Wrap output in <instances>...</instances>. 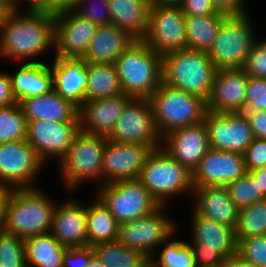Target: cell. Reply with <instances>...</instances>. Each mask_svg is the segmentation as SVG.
<instances>
[{
  "instance_id": "cell-13",
  "label": "cell",
  "mask_w": 266,
  "mask_h": 267,
  "mask_svg": "<svg viewBox=\"0 0 266 267\" xmlns=\"http://www.w3.org/2000/svg\"><path fill=\"white\" fill-rule=\"evenodd\" d=\"M107 139L117 143L147 145L152 149L162 146L150 100L132 98Z\"/></svg>"
},
{
  "instance_id": "cell-15",
  "label": "cell",
  "mask_w": 266,
  "mask_h": 267,
  "mask_svg": "<svg viewBox=\"0 0 266 267\" xmlns=\"http://www.w3.org/2000/svg\"><path fill=\"white\" fill-rule=\"evenodd\" d=\"M80 131V122L27 121L26 141L46 166L57 165Z\"/></svg>"
},
{
  "instance_id": "cell-56",
  "label": "cell",
  "mask_w": 266,
  "mask_h": 267,
  "mask_svg": "<svg viewBox=\"0 0 266 267\" xmlns=\"http://www.w3.org/2000/svg\"><path fill=\"white\" fill-rule=\"evenodd\" d=\"M151 6H180L183 0H150Z\"/></svg>"
},
{
  "instance_id": "cell-53",
  "label": "cell",
  "mask_w": 266,
  "mask_h": 267,
  "mask_svg": "<svg viewBox=\"0 0 266 267\" xmlns=\"http://www.w3.org/2000/svg\"><path fill=\"white\" fill-rule=\"evenodd\" d=\"M14 10L13 3L10 0H0V29Z\"/></svg>"
},
{
  "instance_id": "cell-59",
  "label": "cell",
  "mask_w": 266,
  "mask_h": 267,
  "mask_svg": "<svg viewBox=\"0 0 266 267\" xmlns=\"http://www.w3.org/2000/svg\"><path fill=\"white\" fill-rule=\"evenodd\" d=\"M143 267H155L150 261Z\"/></svg>"
},
{
  "instance_id": "cell-19",
  "label": "cell",
  "mask_w": 266,
  "mask_h": 267,
  "mask_svg": "<svg viewBox=\"0 0 266 267\" xmlns=\"http://www.w3.org/2000/svg\"><path fill=\"white\" fill-rule=\"evenodd\" d=\"M246 172L243 154L210 148L192 173L193 188L226 186Z\"/></svg>"
},
{
  "instance_id": "cell-33",
  "label": "cell",
  "mask_w": 266,
  "mask_h": 267,
  "mask_svg": "<svg viewBox=\"0 0 266 267\" xmlns=\"http://www.w3.org/2000/svg\"><path fill=\"white\" fill-rule=\"evenodd\" d=\"M123 94L115 65L88 63L86 101Z\"/></svg>"
},
{
  "instance_id": "cell-42",
  "label": "cell",
  "mask_w": 266,
  "mask_h": 267,
  "mask_svg": "<svg viewBox=\"0 0 266 267\" xmlns=\"http://www.w3.org/2000/svg\"><path fill=\"white\" fill-rule=\"evenodd\" d=\"M244 111H266V78L248 76Z\"/></svg>"
},
{
  "instance_id": "cell-29",
  "label": "cell",
  "mask_w": 266,
  "mask_h": 267,
  "mask_svg": "<svg viewBox=\"0 0 266 267\" xmlns=\"http://www.w3.org/2000/svg\"><path fill=\"white\" fill-rule=\"evenodd\" d=\"M150 0H109L112 24L142 40L148 29Z\"/></svg>"
},
{
  "instance_id": "cell-46",
  "label": "cell",
  "mask_w": 266,
  "mask_h": 267,
  "mask_svg": "<svg viewBox=\"0 0 266 267\" xmlns=\"http://www.w3.org/2000/svg\"><path fill=\"white\" fill-rule=\"evenodd\" d=\"M180 8L185 16H204L219 13L212 0H183Z\"/></svg>"
},
{
  "instance_id": "cell-2",
  "label": "cell",
  "mask_w": 266,
  "mask_h": 267,
  "mask_svg": "<svg viewBox=\"0 0 266 267\" xmlns=\"http://www.w3.org/2000/svg\"><path fill=\"white\" fill-rule=\"evenodd\" d=\"M43 188L11 189L3 230L26 239L49 233L57 200Z\"/></svg>"
},
{
  "instance_id": "cell-35",
  "label": "cell",
  "mask_w": 266,
  "mask_h": 267,
  "mask_svg": "<svg viewBox=\"0 0 266 267\" xmlns=\"http://www.w3.org/2000/svg\"><path fill=\"white\" fill-rule=\"evenodd\" d=\"M179 232L163 242L151 256L149 260L155 267H196L191 247L186 238L177 237Z\"/></svg>"
},
{
  "instance_id": "cell-11",
  "label": "cell",
  "mask_w": 266,
  "mask_h": 267,
  "mask_svg": "<svg viewBox=\"0 0 266 267\" xmlns=\"http://www.w3.org/2000/svg\"><path fill=\"white\" fill-rule=\"evenodd\" d=\"M95 188V195L119 224L146 216L160 206L139 179L117 181Z\"/></svg>"
},
{
  "instance_id": "cell-55",
  "label": "cell",
  "mask_w": 266,
  "mask_h": 267,
  "mask_svg": "<svg viewBox=\"0 0 266 267\" xmlns=\"http://www.w3.org/2000/svg\"><path fill=\"white\" fill-rule=\"evenodd\" d=\"M249 173L254 177L262 193L266 196V167L253 170Z\"/></svg>"
},
{
  "instance_id": "cell-45",
  "label": "cell",
  "mask_w": 266,
  "mask_h": 267,
  "mask_svg": "<svg viewBox=\"0 0 266 267\" xmlns=\"http://www.w3.org/2000/svg\"><path fill=\"white\" fill-rule=\"evenodd\" d=\"M94 256L92 246L67 248L62 267H87Z\"/></svg>"
},
{
  "instance_id": "cell-30",
  "label": "cell",
  "mask_w": 266,
  "mask_h": 267,
  "mask_svg": "<svg viewBox=\"0 0 266 267\" xmlns=\"http://www.w3.org/2000/svg\"><path fill=\"white\" fill-rule=\"evenodd\" d=\"M93 200L86 203L88 246L118 240L119 223L97 196Z\"/></svg>"
},
{
  "instance_id": "cell-1",
  "label": "cell",
  "mask_w": 266,
  "mask_h": 267,
  "mask_svg": "<svg viewBox=\"0 0 266 267\" xmlns=\"http://www.w3.org/2000/svg\"><path fill=\"white\" fill-rule=\"evenodd\" d=\"M52 50H55L54 14L14 10L0 29L2 61L43 62L40 57Z\"/></svg>"
},
{
  "instance_id": "cell-32",
  "label": "cell",
  "mask_w": 266,
  "mask_h": 267,
  "mask_svg": "<svg viewBox=\"0 0 266 267\" xmlns=\"http://www.w3.org/2000/svg\"><path fill=\"white\" fill-rule=\"evenodd\" d=\"M227 17L222 13L186 16L187 48L208 52L213 46L220 26Z\"/></svg>"
},
{
  "instance_id": "cell-54",
  "label": "cell",
  "mask_w": 266,
  "mask_h": 267,
  "mask_svg": "<svg viewBox=\"0 0 266 267\" xmlns=\"http://www.w3.org/2000/svg\"><path fill=\"white\" fill-rule=\"evenodd\" d=\"M225 267H257L251 262L245 260L241 255L238 253L230 256L224 265Z\"/></svg>"
},
{
  "instance_id": "cell-43",
  "label": "cell",
  "mask_w": 266,
  "mask_h": 267,
  "mask_svg": "<svg viewBox=\"0 0 266 267\" xmlns=\"http://www.w3.org/2000/svg\"><path fill=\"white\" fill-rule=\"evenodd\" d=\"M243 69L249 77L266 78V46L259 39L252 46Z\"/></svg>"
},
{
  "instance_id": "cell-58",
  "label": "cell",
  "mask_w": 266,
  "mask_h": 267,
  "mask_svg": "<svg viewBox=\"0 0 266 267\" xmlns=\"http://www.w3.org/2000/svg\"><path fill=\"white\" fill-rule=\"evenodd\" d=\"M265 46H266V36H265V39L264 38H258Z\"/></svg>"
},
{
  "instance_id": "cell-5",
  "label": "cell",
  "mask_w": 266,
  "mask_h": 267,
  "mask_svg": "<svg viewBox=\"0 0 266 267\" xmlns=\"http://www.w3.org/2000/svg\"><path fill=\"white\" fill-rule=\"evenodd\" d=\"M216 68L207 52L180 49L163 56V82L208 100Z\"/></svg>"
},
{
  "instance_id": "cell-22",
  "label": "cell",
  "mask_w": 266,
  "mask_h": 267,
  "mask_svg": "<svg viewBox=\"0 0 266 267\" xmlns=\"http://www.w3.org/2000/svg\"><path fill=\"white\" fill-rule=\"evenodd\" d=\"M162 147L193 173L210 149L205 122L171 131L162 138Z\"/></svg>"
},
{
  "instance_id": "cell-9",
  "label": "cell",
  "mask_w": 266,
  "mask_h": 267,
  "mask_svg": "<svg viewBox=\"0 0 266 267\" xmlns=\"http://www.w3.org/2000/svg\"><path fill=\"white\" fill-rule=\"evenodd\" d=\"M250 15L228 16L207 52L216 69L243 68L258 40Z\"/></svg>"
},
{
  "instance_id": "cell-57",
  "label": "cell",
  "mask_w": 266,
  "mask_h": 267,
  "mask_svg": "<svg viewBox=\"0 0 266 267\" xmlns=\"http://www.w3.org/2000/svg\"><path fill=\"white\" fill-rule=\"evenodd\" d=\"M87 267H105V266L103 265V263H101V262L99 261V259H98L96 256H94V257L91 259V261H90V263L88 264Z\"/></svg>"
},
{
  "instance_id": "cell-7",
  "label": "cell",
  "mask_w": 266,
  "mask_h": 267,
  "mask_svg": "<svg viewBox=\"0 0 266 267\" xmlns=\"http://www.w3.org/2000/svg\"><path fill=\"white\" fill-rule=\"evenodd\" d=\"M190 238L187 242L193 252L196 267H222L237 253L235 229L189 210ZM191 224V225H190Z\"/></svg>"
},
{
  "instance_id": "cell-3",
  "label": "cell",
  "mask_w": 266,
  "mask_h": 267,
  "mask_svg": "<svg viewBox=\"0 0 266 267\" xmlns=\"http://www.w3.org/2000/svg\"><path fill=\"white\" fill-rule=\"evenodd\" d=\"M107 137L80 131L68 152L57 164L59 179L66 192L75 194L82 185H103L102 159ZM87 182V183H86ZM99 183V184H98Z\"/></svg>"
},
{
  "instance_id": "cell-28",
  "label": "cell",
  "mask_w": 266,
  "mask_h": 267,
  "mask_svg": "<svg viewBox=\"0 0 266 267\" xmlns=\"http://www.w3.org/2000/svg\"><path fill=\"white\" fill-rule=\"evenodd\" d=\"M136 39L127 31L113 24L98 26L84 59L88 63H111Z\"/></svg>"
},
{
  "instance_id": "cell-27",
  "label": "cell",
  "mask_w": 266,
  "mask_h": 267,
  "mask_svg": "<svg viewBox=\"0 0 266 267\" xmlns=\"http://www.w3.org/2000/svg\"><path fill=\"white\" fill-rule=\"evenodd\" d=\"M16 64L20 67L17 66L10 77L12 93L17 103L28 97L49 93L54 88L50 63L44 61Z\"/></svg>"
},
{
  "instance_id": "cell-34",
  "label": "cell",
  "mask_w": 266,
  "mask_h": 267,
  "mask_svg": "<svg viewBox=\"0 0 266 267\" xmlns=\"http://www.w3.org/2000/svg\"><path fill=\"white\" fill-rule=\"evenodd\" d=\"M92 247L95 256L105 267H143L150 261L142 252L125 247L118 240Z\"/></svg>"
},
{
  "instance_id": "cell-6",
  "label": "cell",
  "mask_w": 266,
  "mask_h": 267,
  "mask_svg": "<svg viewBox=\"0 0 266 267\" xmlns=\"http://www.w3.org/2000/svg\"><path fill=\"white\" fill-rule=\"evenodd\" d=\"M139 180L159 205L169 206L179 195L192 196V173L162 146L151 151Z\"/></svg>"
},
{
  "instance_id": "cell-48",
  "label": "cell",
  "mask_w": 266,
  "mask_h": 267,
  "mask_svg": "<svg viewBox=\"0 0 266 267\" xmlns=\"http://www.w3.org/2000/svg\"><path fill=\"white\" fill-rule=\"evenodd\" d=\"M247 116L254 138L266 139V111H243Z\"/></svg>"
},
{
  "instance_id": "cell-31",
  "label": "cell",
  "mask_w": 266,
  "mask_h": 267,
  "mask_svg": "<svg viewBox=\"0 0 266 267\" xmlns=\"http://www.w3.org/2000/svg\"><path fill=\"white\" fill-rule=\"evenodd\" d=\"M27 267H62L67 247L49 232L24 239Z\"/></svg>"
},
{
  "instance_id": "cell-8",
  "label": "cell",
  "mask_w": 266,
  "mask_h": 267,
  "mask_svg": "<svg viewBox=\"0 0 266 267\" xmlns=\"http://www.w3.org/2000/svg\"><path fill=\"white\" fill-rule=\"evenodd\" d=\"M149 100L156 128L162 138L178 128L204 122L206 101L199 96L163 82Z\"/></svg>"
},
{
  "instance_id": "cell-20",
  "label": "cell",
  "mask_w": 266,
  "mask_h": 267,
  "mask_svg": "<svg viewBox=\"0 0 266 267\" xmlns=\"http://www.w3.org/2000/svg\"><path fill=\"white\" fill-rule=\"evenodd\" d=\"M248 75L243 68H221L215 72L207 111L214 113L243 112Z\"/></svg>"
},
{
  "instance_id": "cell-26",
  "label": "cell",
  "mask_w": 266,
  "mask_h": 267,
  "mask_svg": "<svg viewBox=\"0 0 266 267\" xmlns=\"http://www.w3.org/2000/svg\"><path fill=\"white\" fill-rule=\"evenodd\" d=\"M19 104L27 121L80 122L79 109L54 89L41 96L28 97Z\"/></svg>"
},
{
  "instance_id": "cell-52",
  "label": "cell",
  "mask_w": 266,
  "mask_h": 267,
  "mask_svg": "<svg viewBox=\"0 0 266 267\" xmlns=\"http://www.w3.org/2000/svg\"><path fill=\"white\" fill-rule=\"evenodd\" d=\"M11 188L0 185V231L3 230L5 222L6 203L9 198Z\"/></svg>"
},
{
  "instance_id": "cell-18",
  "label": "cell",
  "mask_w": 266,
  "mask_h": 267,
  "mask_svg": "<svg viewBox=\"0 0 266 267\" xmlns=\"http://www.w3.org/2000/svg\"><path fill=\"white\" fill-rule=\"evenodd\" d=\"M97 25L74 10L55 15V50L51 57L84 58Z\"/></svg>"
},
{
  "instance_id": "cell-24",
  "label": "cell",
  "mask_w": 266,
  "mask_h": 267,
  "mask_svg": "<svg viewBox=\"0 0 266 267\" xmlns=\"http://www.w3.org/2000/svg\"><path fill=\"white\" fill-rule=\"evenodd\" d=\"M132 97L123 94L85 101L79 109L81 131L108 137Z\"/></svg>"
},
{
  "instance_id": "cell-44",
  "label": "cell",
  "mask_w": 266,
  "mask_h": 267,
  "mask_svg": "<svg viewBox=\"0 0 266 267\" xmlns=\"http://www.w3.org/2000/svg\"><path fill=\"white\" fill-rule=\"evenodd\" d=\"M243 157L247 172L266 167V139L254 138Z\"/></svg>"
},
{
  "instance_id": "cell-41",
  "label": "cell",
  "mask_w": 266,
  "mask_h": 267,
  "mask_svg": "<svg viewBox=\"0 0 266 267\" xmlns=\"http://www.w3.org/2000/svg\"><path fill=\"white\" fill-rule=\"evenodd\" d=\"M237 253L257 267H266V235L241 239Z\"/></svg>"
},
{
  "instance_id": "cell-37",
  "label": "cell",
  "mask_w": 266,
  "mask_h": 267,
  "mask_svg": "<svg viewBox=\"0 0 266 267\" xmlns=\"http://www.w3.org/2000/svg\"><path fill=\"white\" fill-rule=\"evenodd\" d=\"M27 138V120L19 103L0 108V144Z\"/></svg>"
},
{
  "instance_id": "cell-10",
  "label": "cell",
  "mask_w": 266,
  "mask_h": 267,
  "mask_svg": "<svg viewBox=\"0 0 266 267\" xmlns=\"http://www.w3.org/2000/svg\"><path fill=\"white\" fill-rule=\"evenodd\" d=\"M167 207L160 205L146 216L119 224L118 241L125 247L142 252L150 259L160 245L180 227L178 221L168 215Z\"/></svg>"
},
{
  "instance_id": "cell-36",
  "label": "cell",
  "mask_w": 266,
  "mask_h": 267,
  "mask_svg": "<svg viewBox=\"0 0 266 267\" xmlns=\"http://www.w3.org/2000/svg\"><path fill=\"white\" fill-rule=\"evenodd\" d=\"M266 235V198L239 210L237 243L243 238Z\"/></svg>"
},
{
  "instance_id": "cell-38",
  "label": "cell",
  "mask_w": 266,
  "mask_h": 267,
  "mask_svg": "<svg viewBox=\"0 0 266 267\" xmlns=\"http://www.w3.org/2000/svg\"><path fill=\"white\" fill-rule=\"evenodd\" d=\"M229 196L239 210L266 198L254 177L246 172L239 179L226 185Z\"/></svg>"
},
{
  "instance_id": "cell-39",
  "label": "cell",
  "mask_w": 266,
  "mask_h": 267,
  "mask_svg": "<svg viewBox=\"0 0 266 267\" xmlns=\"http://www.w3.org/2000/svg\"><path fill=\"white\" fill-rule=\"evenodd\" d=\"M0 266L27 267L24 239L4 230L0 231Z\"/></svg>"
},
{
  "instance_id": "cell-14",
  "label": "cell",
  "mask_w": 266,
  "mask_h": 267,
  "mask_svg": "<svg viewBox=\"0 0 266 267\" xmlns=\"http://www.w3.org/2000/svg\"><path fill=\"white\" fill-rule=\"evenodd\" d=\"M142 40L162 56L186 49V16L180 6H151L148 29Z\"/></svg>"
},
{
  "instance_id": "cell-16",
  "label": "cell",
  "mask_w": 266,
  "mask_h": 267,
  "mask_svg": "<svg viewBox=\"0 0 266 267\" xmlns=\"http://www.w3.org/2000/svg\"><path fill=\"white\" fill-rule=\"evenodd\" d=\"M204 122L212 149L243 154L254 139L249 120L244 112L207 111Z\"/></svg>"
},
{
  "instance_id": "cell-4",
  "label": "cell",
  "mask_w": 266,
  "mask_h": 267,
  "mask_svg": "<svg viewBox=\"0 0 266 267\" xmlns=\"http://www.w3.org/2000/svg\"><path fill=\"white\" fill-rule=\"evenodd\" d=\"M125 95L149 99L163 83V56L143 40L132 43L114 63Z\"/></svg>"
},
{
  "instance_id": "cell-51",
  "label": "cell",
  "mask_w": 266,
  "mask_h": 267,
  "mask_svg": "<svg viewBox=\"0 0 266 267\" xmlns=\"http://www.w3.org/2000/svg\"><path fill=\"white\" fill-rule=\"evenodd\" d=\"M81 0H51L50 14L74 10Z\"/></svg>"
},
{
  "instance_id": "cell-21",
  "label": "cell",
  "mask_w": 266,
  "mask_h": 267,
  "mask_svg": "<svg viewBox=\"0 0 266 267\" xmlns=\"http://www.w3.org/2000/svg\"><path fill=\"white\" fill-rule=\"evenodd\" d=\"M67 196L55 206L50 233L67 248L88 246L86 204Z\"/></svg>"
},
{
  "instance_id": "cell-47",
  "label": "cell",
  "mask_w": 266,
  "mask_h": 267,
  "mask_svg": "<svg viewBox=\"0 0 266 267\" xmlns=\"http://www.w3.org/2000/svg\"><path fill=\"white\" fill-rule=\"evenodd\" d=\"M217 12L227 16H244L248 12L246 0H212ZM246 2V3H245Z\"/></svg>"
},
{
  "instance_id": "cell-40",
  "label": "cell",
  "mask_w": 266,
  "mask_h": 267,
  "mask_svg": "<svg viewBox=\"0 0 266 267\" xmlns=\"http://www.w3.org/2000/svg\"><path fill=\"white\" fill-rule=\"evenodd\" d=\"M74 11L97 26L112 24L109 0H81Z\"/></svg>"
},
{
  "instance_id": "cell-49",
  "label": "cell",
  "mask_w": 266,
  "mask_h": 267,
  "mask_svg": "<svg viewBox=\"0 0 266 267\" xmlns=\"http://www.w3.org/2000/svg\"><path fill=\"white\" fill-rule=\"evenodd\" d=\"M17 103L11 85L10 73L0 70V108L8 107Z\"/></svg>"
},
{
  "instance_id": "cell-12",
  "label": "cell",
  "mask_w": 266,
  "mask_h": 267,
  "mask_svg": "<svg viewBox=\"0 0 266 267\" xmlns=\"http://www.w3.org/2000/svg\"><path fill=\"white\" fill-rule=\"evenodd\" d=\"M46 167L26 140L0 144L1 186L11 189L40 187L36 179L39 180Z\"/></svg>"
},
{
  "instance_id": "cell-17",
  "label": "cell",
  "mask_w": 266,
  "mask_h": 267,
  "mask_svg": "<svg viewBox=\"0 0 266 267\" xmlns=\"http://www.w3.org/2000/svg\"><path fill=\"white\" fill-rule=\"evenodd\" d=\"M153 149L135 143H117L107 139L102 159L103 185L122 180L139 179Z\"/></svg>"
},
{
  "instance_id": "cell-50",
  "label": "cell",
  "mask_w": 266,
  "mask_h": 267,
  "mask_svg": "<svg viewBox=\"0 0 266 267\" xmlns=\"http://www.w3.org/2000/svg\"><path fill=\"white\" fill-rule=\"evenodd\" d=\"M24 2L27 5H24ZM12 3L15 10L22 11L24 9V11H45L50 13L51 0H12ZM22 3L26 9L23 8Z\"/></svg>"
},
{
  "instance_id": "cell-25",
  "label": "cell",
  "mask_w": 266,
  "mask_h": 267,
  "mask_svg": "<svg viewBox=\"0 0 266 267\" xmlns=\"http://www.w3.org/2000/svg\"><path fill=\"white\" fill-rule=\"evenodd\" d=\"M191 204V209L203 218L236 229L239 209L229 196L226 186L193 188Z\"/></svg>"
},
{
  "instance_id": "cell-23",
  "label": "cell",
  "mask_w": 266,
  "mask_h": 267,
  "mask_svg": "<svg viewBox=\"0 0 266 267\" xmlns=\"http://www.w3.org/2000/svg\"><path fill=\"white\" fill-rule=\"evenodd\" d=\"M50 66L53 89L80 109L86 101L88 62L84 58L53 57Z\"/></svg>"
}]
</instances>
